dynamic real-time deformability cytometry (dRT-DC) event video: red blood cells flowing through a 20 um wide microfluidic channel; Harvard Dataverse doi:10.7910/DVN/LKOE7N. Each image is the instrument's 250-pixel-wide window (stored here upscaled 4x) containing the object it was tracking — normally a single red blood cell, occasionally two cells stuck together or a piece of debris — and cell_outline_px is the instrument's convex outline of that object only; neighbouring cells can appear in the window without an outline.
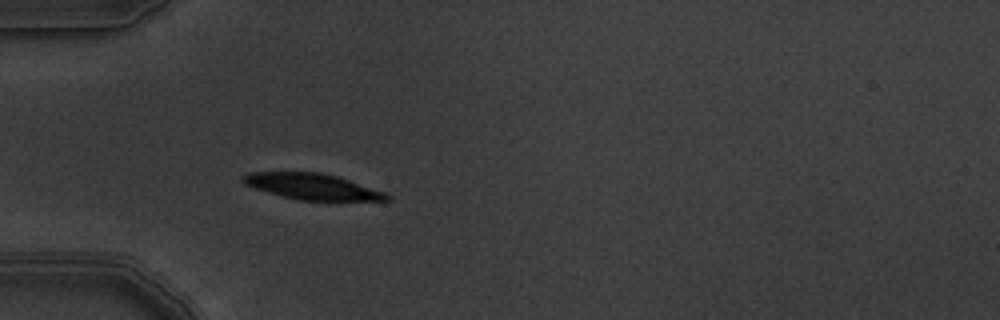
{"species": "common noctule bat (a hibernating species)", "species_latin": "Nyctalus noctula", "temperature_condition": "warm", "stored_images_in_passage": 5, "camera_frame_rate_fps": 3000, "um_per_image_px": 0.085, "animal": {"sex": "male", "body_mass_g": 19.5, "forearm_length_mm": 54.6}, "frame": {"image": 1, "passage_image": 5, "time_ms": 1.333, "image_size_px": [1000, 320], "cell_outline_px": [[392, 200], [300, 200], [280, 196], [244, 184], [240, 180], [240, 176], [248, 172], [320, 172], [336, 176], [388, 192], [392, 196]], "centroid_in_image_um": [26.55, 15.85], "position_along_channel_um": 58.4, "area_um2": 21.85}}